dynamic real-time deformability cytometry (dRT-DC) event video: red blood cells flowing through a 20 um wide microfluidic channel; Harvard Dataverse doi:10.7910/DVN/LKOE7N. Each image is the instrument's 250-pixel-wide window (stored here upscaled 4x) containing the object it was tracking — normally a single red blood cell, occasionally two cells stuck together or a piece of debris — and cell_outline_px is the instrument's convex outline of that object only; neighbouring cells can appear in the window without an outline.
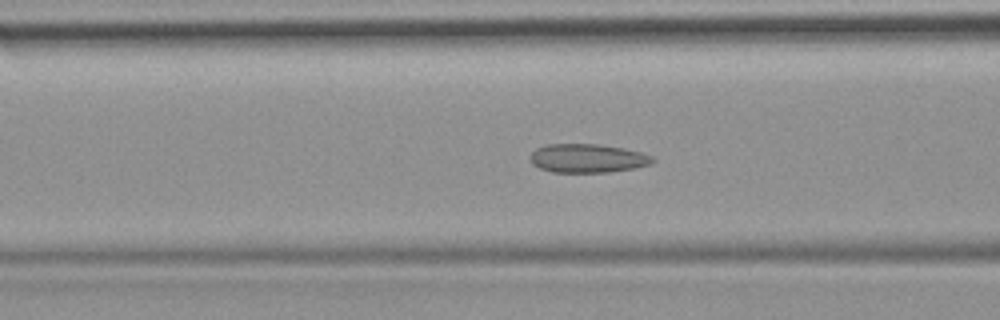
{"species": "common noctule bat (a hibernating species)", "species_latin": "Nyctalus noctula", "temperature_condition": "room temperature", "stored_images_in_passage": 13, "camera_frame_rate_fps": 3000, "um_per_image_px": 0.085, "animal": {"sex": "female", "body_mass_g": 19.9}, "frame": {"image": 1, "passage_image": 8, "time_ms": 2.333, "image_size_px": [1000, 320], "cell_outline_px": [[656, 160], [652, 164], [636, 168], [608, 172], [552, 172], [540, 168], [532, 164], [528, 156], [536, 148], [548, 144], [596, 144], [624, 148], [640, 152], [652, 156]], "centroid_in_image_um": [49.94, 13.45], "position_along_channel_um": 116.7, "area_um2": 20.63}}
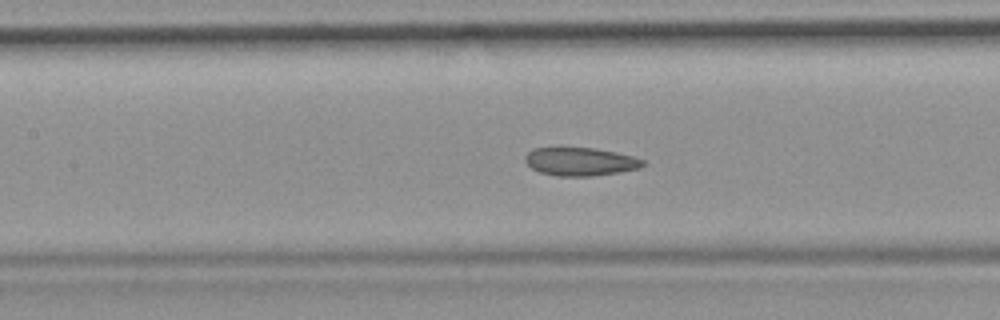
{"frame": {"image": 2, "passage_image": 11, "time_ms": 3.333, "image_size_px": [1000, 320], "cell_outline_px": [[644, 164], [640, 168], [620, 172], [592, 176], [556, 176], [540, 172], [532, 168], [524, 160], [524, 156], [532, 148], [560, 144], [592, 148], [616, 152], [632, 156], [644, 160]], "centroid_in_image_um": [49.24, 13.68], "position_along_channel_um": 158.2, "area_um2": 20.17}}